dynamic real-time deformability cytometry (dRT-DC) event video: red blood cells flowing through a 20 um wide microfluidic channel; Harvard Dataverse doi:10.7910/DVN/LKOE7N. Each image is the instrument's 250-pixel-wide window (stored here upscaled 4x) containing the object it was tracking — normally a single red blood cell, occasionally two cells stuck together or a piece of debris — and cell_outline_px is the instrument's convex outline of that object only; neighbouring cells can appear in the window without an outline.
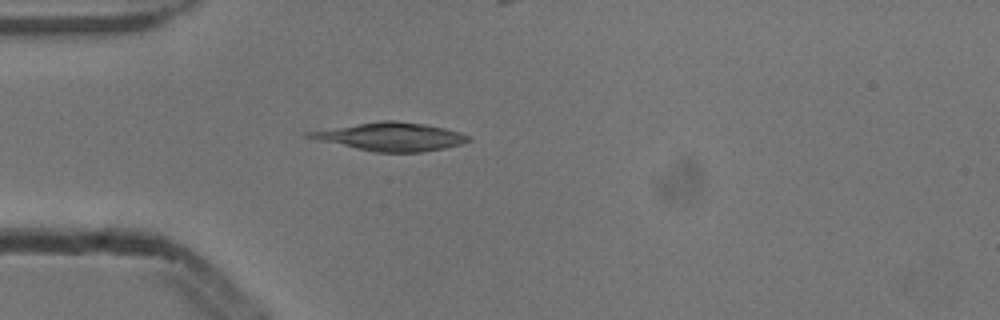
{"species": "common noctule bat (a hibernating species)", "species_latin": "Nyctalus noctula", "temperature_condition": "cold", "stored_images_in_passage": 2, "camera_frame_rate_fps": 3000, "um_per_image_px": 0.085, "animal": {"sex": "male", "body_mass_g": 13.3}, "frame": {"image": 1, "passage_image": 2, "time_ms": 0.333, "image_size_px": [1000, 320], "cell_outline_px": [[472, 140], [460, 144], [444, 148], [420, 152], [372, 152], [320, 140], [304, 136], [304, 132], [380, 120], [396, 120], [424, 124], [444, 128], [460, 132], [468, 136]], "centroid_in_image_um": [33.21, 11.61], "position_along_channel_um": 51.8, "area_um2": 26.01}}